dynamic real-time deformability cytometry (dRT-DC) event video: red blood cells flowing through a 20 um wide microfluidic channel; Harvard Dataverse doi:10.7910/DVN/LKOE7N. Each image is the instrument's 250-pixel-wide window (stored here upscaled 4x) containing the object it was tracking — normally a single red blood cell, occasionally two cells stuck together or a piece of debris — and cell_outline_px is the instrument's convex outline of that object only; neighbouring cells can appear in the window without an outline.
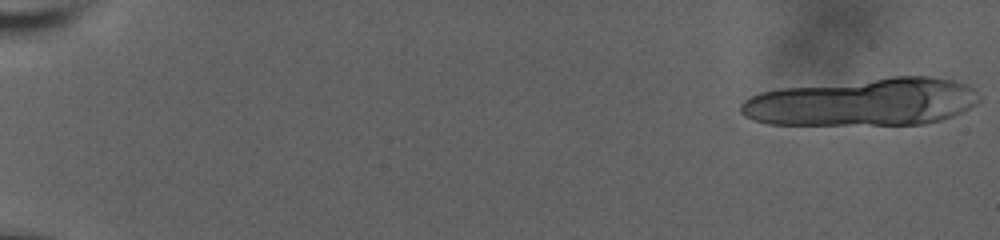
{"species": "human", "species_latin": "Homo sapiens", "temperature_condition": "room temperature", "stored_images_in_passage": 32, "camera_frame_rate_fps": 3000, "um_per_image_px": 0.085, "donor": {"sex": "male"}, "frame": {"image": 1, "passage_image": 1, "time_ms": 0.0, "image_size_px": [1000, 240], "cell_outline_px": [[980, 100], [976, 104], [952, 116], [940, 120], [924, 124], [768, 124], [752, 120], [744, 116], [740, 112], [740, 104], [744, 100], [760, 92], [780, 88], [892, 76], [932, 76], [952, 80], [964, 84], [972, 88], [980, 96]], "centroid_in_image_um": [73.34, 8.67], "position_along_channel_um": 11.7, "area_um2": 66.3}}
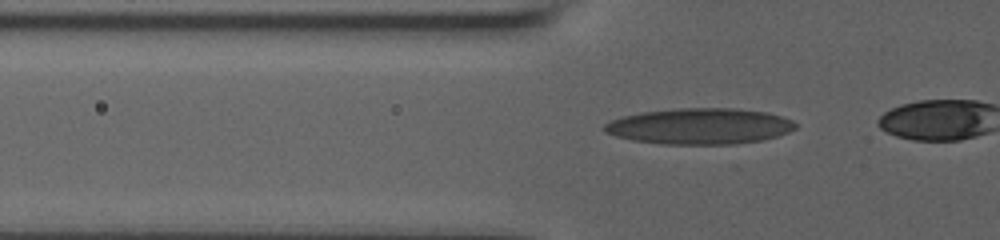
{"frame": {"image": 2, "passage_image": 29, "time_ms": 6.0, "image_size_px": [1000, 240], "cell_outline_px": [[796, 128], [780, 136], [764, 140], [736, 144], [660, 144], [632, 140], [616, 136], [604, 132], [604, 124], [612, 120], [624, 116], [640, 112], [680, 108], [736, 108], [768, 112], [792, 120], [796, 124]], "centroid_in_image_um": [59.5, 10.73], "position_along_channel_um": 66.3, "area_um2": 40.29}}